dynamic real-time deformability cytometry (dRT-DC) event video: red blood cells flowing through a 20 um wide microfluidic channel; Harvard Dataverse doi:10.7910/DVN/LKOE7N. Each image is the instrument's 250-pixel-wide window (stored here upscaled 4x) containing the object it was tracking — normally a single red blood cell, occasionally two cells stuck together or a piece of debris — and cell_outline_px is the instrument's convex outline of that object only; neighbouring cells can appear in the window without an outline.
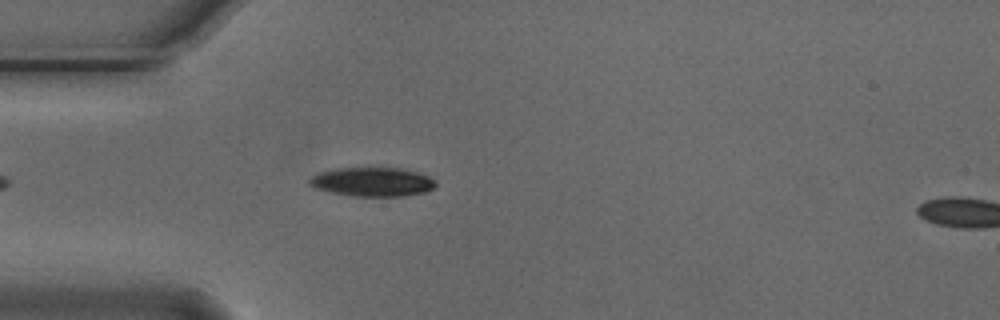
{"species": "Egyptian fruit bat (a non-hibernating species)", "species_latin": "Rousettus aegyptiacus", "temperature_condition": "cold", "stored_images_in_passage": 3, "segment_of_instrument_passage": [1, 2], "camera_frame_rate_fps": 3000, "um_per_image_px": 0.085, "animal": {"sex": "male"}, "frame": {"image": 1, "passage_image": 2, "time_ms": 0.333, "image_size_px": [1000, 320], "cell_outline_px": [[436, 184], [432, 188], [424, 192], [404, 196], [352, 196], [332, 192], [316, 188], [308, 184], [308, 180], [312, 176], [320, 172], [336, 168], [400, 168], [416, 172], [428, 176], [436, 180]], "centroid_in_image_um": [31.64, 15.46], "position_along_channel_um": 53.4, "area_um2": 21.21}}